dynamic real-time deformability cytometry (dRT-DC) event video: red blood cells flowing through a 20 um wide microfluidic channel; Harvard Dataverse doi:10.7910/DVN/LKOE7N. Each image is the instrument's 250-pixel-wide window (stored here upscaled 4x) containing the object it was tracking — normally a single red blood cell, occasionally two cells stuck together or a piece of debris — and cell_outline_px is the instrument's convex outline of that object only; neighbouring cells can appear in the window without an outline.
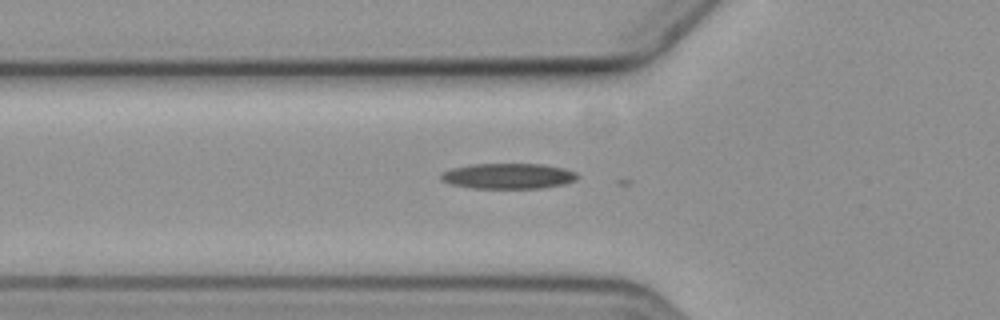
{"species": "common noctule bat (a hibernating species)", "species_latin": "Nyctalus noctula", "temperature_condition": "cold", "stored_images_in_passage": 37, "camera_frame_rate_fps": 3000, "um_per_image_px": 0.085, "animal": {"sex": "female", "body_mass_g": 19.3, "forearm_length_mm": 54.1}, "frame": {"image": 1, "passage_image": 5, "time_ms": 1.333, "image_size_px": [1000, 320], "cell_outline_px": [[576, 180], [564, 184], [540, 188], [472, 188], [448, 184], [440, 180], [440, 176], [444, 172], [452, 168], [472, 164], [540, 164], [564, 168], [576, 172]], "centroid_in_image_um": [43.16, 14.97], "position_along_channel_um": 82.6, "area_um2": 20.23}}
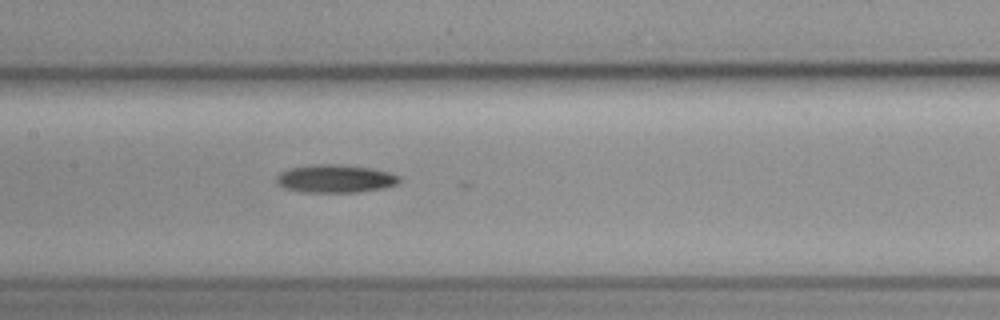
{"frame": {"image": 2, "passage_image": 13, "time_ms": 4.0, "image_size_px": [1000, 320], "cell_outline_px": [[400, 180], [396, 184], [384, 188], [356, 192], [300, 192], [284, 188], [276, 184], [276, 176], [280, 172], [292, 168], [312, 164], [340, 164], [372, 168], [388, 172], [400, 176]], "centroid_in_image_um": [28.47, 15.18], "position_along_channel_um": 178.9, "area_um2": 20.17}}
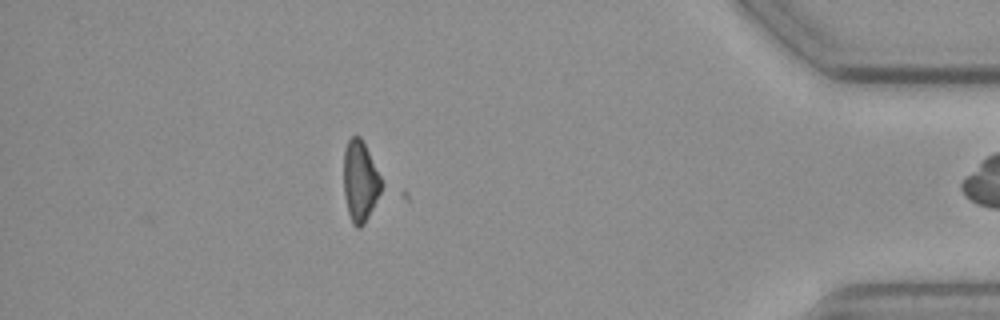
{"frame": {"image": 3, "passage_image": 36, "time_ms": 11.667, "image_size_px": [1000, 320], "cell_outline_px": [[384, 192], [364, 224], [360, 228], [356, 228], [352, 224], [348, 212], [344, 196], [344, 148], [348, 140], [352, 136], [360, 136], [380, 176]], "centroid_in_image_um": [30.63, 15.46], "position_along_channel_um": 404.6, "area_um2": 18.03}}